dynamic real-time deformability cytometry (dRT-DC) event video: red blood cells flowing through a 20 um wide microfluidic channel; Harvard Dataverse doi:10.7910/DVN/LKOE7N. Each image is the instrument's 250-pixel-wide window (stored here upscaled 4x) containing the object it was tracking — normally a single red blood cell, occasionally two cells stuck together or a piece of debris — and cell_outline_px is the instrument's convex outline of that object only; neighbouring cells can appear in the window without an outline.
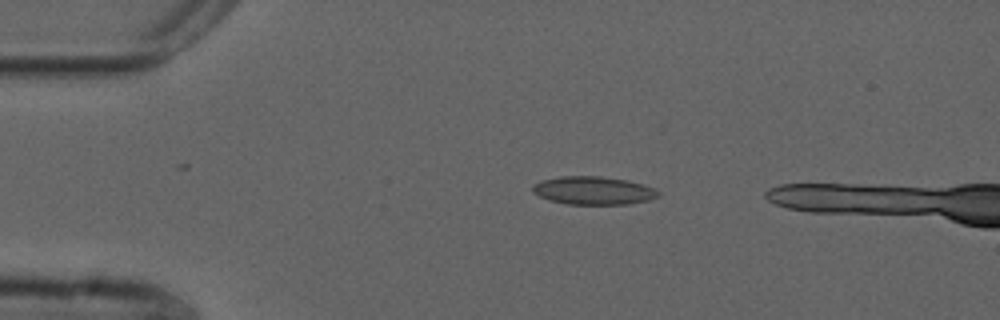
{"species": "common noctule bat (a hibernating species)", "species_latin": "Nyctalus noctula", "temperature_condition": "cold", "stored_images_in_passage": 14, "camera_frame_rate_fps": 3000, "um_per_image_px": 0.085, "animal": {"sex": "male", "forearm_length_mm": 52.5}, "frame": {"image": 1, "passage_image": 10, "time_ms": 3.0, "image_size_px": [1000, 320], "cell_outline_px": [[660, 196], [648, 200], [628, 204], [568, 204], [548, 200], [532, 192], [532, 184], [540, 180], [560, 176], [600, 176], [628, 180], [656, 188], [660, 192]], "centroid_in_image_um": [50.43, 16.19], "position_along_channel_um": 34.6, "area_um2": 20.81}}